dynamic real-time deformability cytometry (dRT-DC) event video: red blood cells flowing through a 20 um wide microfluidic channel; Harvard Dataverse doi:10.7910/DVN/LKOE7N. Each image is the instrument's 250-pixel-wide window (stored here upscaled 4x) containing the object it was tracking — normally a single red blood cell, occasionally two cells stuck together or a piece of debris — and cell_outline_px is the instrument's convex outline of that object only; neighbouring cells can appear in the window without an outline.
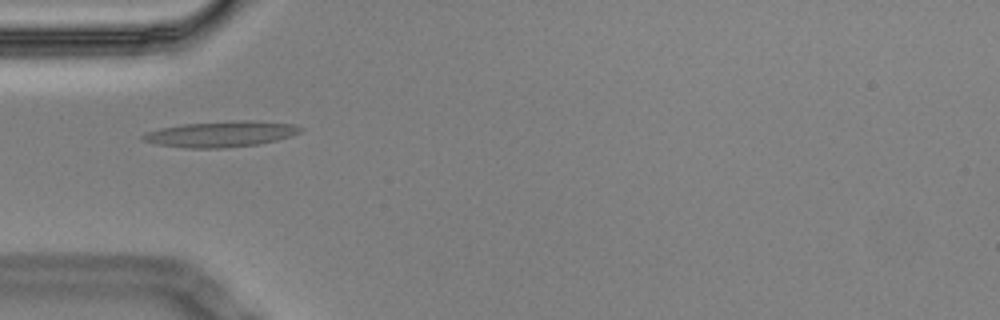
{"species": "Egyptian fruit bat (a non-hibernating species)", "species_latin": "Rousettus aegyptiacus", "temperature_condition": "cold", "stored_images_in_passage": 7, "camera_frame_rate_fps": 3000, "um_per_image_px": 0.085, "animal": {"sex": "male"}, "frame": {"image": 1, "passage_image": 2, "time_ms": 0.333, "image_size_px": [1000, 320], "cell_outline_px": [[304, 128], [300, 132], [292, 136], [276, 140], [256, 144], [224, 148], [188, 148], [156, 144], [144, 140], [140, 136], [148, 132], [160, 128], [180, 124], [244, 120], [292, 124]], "centroid_in_image_um": [18.77, 11.39], "position_along_channel_um": 66.2, "area_um2": 23.41}}
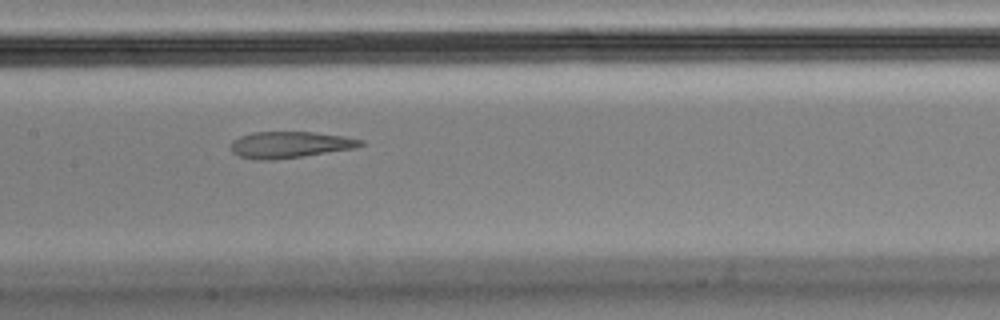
{"frame": {"image": 2, "passage_image": 5, "time_ms": 1.333, "image_size_px": [1000, 320], "cell_outline_px": [[364, 144], [352, 148], [300, 156], [272, 160], [252, 160], [240, 156], [232, 152], [232, 140], [240, 136], [252, 132], [312, 132], [344, 136], [364, 140]], "centroid_in_image_um": [24.59, 12.29], "position_along_channel_um": 182.8, "area_um2": 19.71}}
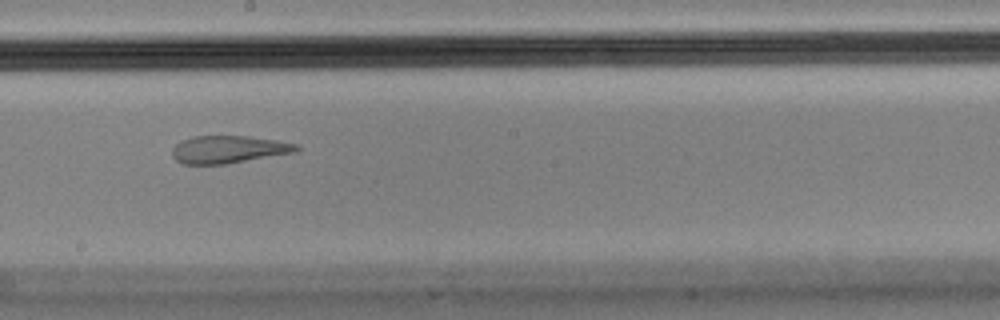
{"frame": {"image": 3, "passage_image": 6, "time_ms": 1.667, "image_size_px": [1000, 320], "cell_outline_px": [[300, 148], [296, 152], [224, 164], [184, 164], [176, 160], [172, 156], [172, 148], [180, 140], [192, 136], [248, 136], [276, 140], [300, 144]], "centroid_in_image_um": [19.42, 12.69], "position_along_channel_um": 228.8, "area_um2": 20.0}}